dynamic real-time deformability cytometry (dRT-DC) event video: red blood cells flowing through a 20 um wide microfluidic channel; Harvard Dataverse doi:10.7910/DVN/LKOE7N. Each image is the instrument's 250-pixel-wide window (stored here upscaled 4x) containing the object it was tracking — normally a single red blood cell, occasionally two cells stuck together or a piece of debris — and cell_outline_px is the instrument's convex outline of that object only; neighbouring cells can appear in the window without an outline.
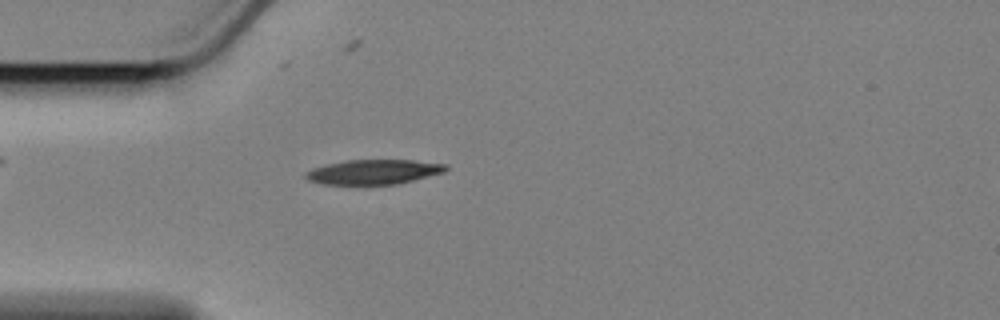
{"species": "Egyptian fruit bat (a non-hibernating species)", "species_latin": "Rousettus aegyptiacus", "temperature_condition": "cold", "stored_images_in_passage": 53, "camera_frame_rate_fps": 3000, "um_per_image_px": 0.085, "animal": {"sex": "female"}, "frame": {"image": 1, "passage_image": 11, "time_ms": 3.333, "image_size_px": [1000, 320], "cell_outline_px": [[448, 168], [444, 172], [396, 184], [324, 184], [308, 180], [304, 176], [304, 172], [312, 168], [324, 164], [344, 160], [412, 160], [448, 164]], "centroid_in_image_um": [31.72, 14.6], "position_along_channel_um": 53.3, "area_um2": 20.17}}
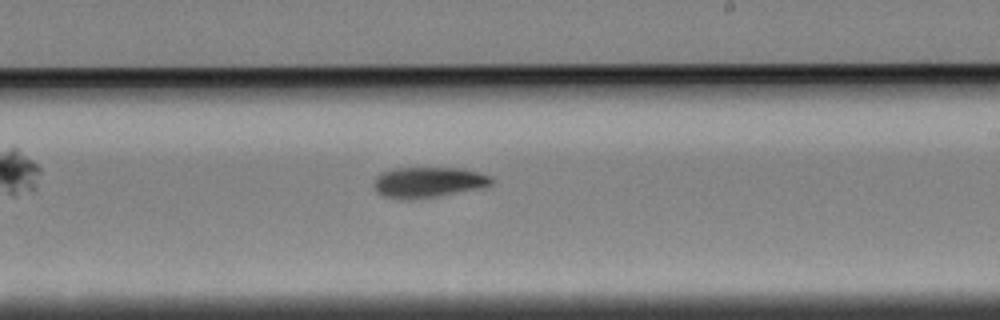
{"frame": {"image": 2, "passage_image": 29, "time_ms": 9.333, "image_size_px": [1000, 320], "cell_outline_px": [[492, 184], [480, 188], [436, 196], [408, 200], [396, 200], [384, 196], [376, 192], [372, 184], [376, 176], [380, 172], [392, 168], [464, 168], [480, 172], [492, 176]], "centroid_in_image_um": [36.35, 15.49], "position_along_channel_um": 252.7, "area_um2": 21.27}}
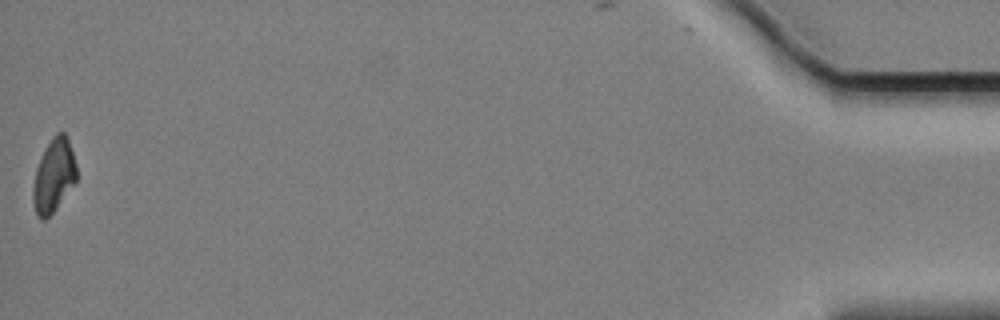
{"frame": {"image": 3, "passage_image": 53, "time_ms": 17.333, "image_size_px": [1000, 320], "cell_outline_px": [[76, 180], [52, 212], [44, 220], [40, 220], [36, 216], [32, 200], [32, 188], [36, 168], [52, 136], [56, 132], [64, 132], [68, 136], [76, 164]], "centroid_in_image_um": [4.55, 14.91], "position_along_channel_um": 430.7, "area_um2": 18.38}, "authors_computed_cell_mechanics": {"area_um2": 20.4612, "velocity_mm_per_s": 3.4211, "shape_relaxation_time_tau1_ms": 5.4993, "shape_relaxation_time_tau2_ms": null, "deformation_change_tau1": 0.1263, "deformation_change_tau2": null}}